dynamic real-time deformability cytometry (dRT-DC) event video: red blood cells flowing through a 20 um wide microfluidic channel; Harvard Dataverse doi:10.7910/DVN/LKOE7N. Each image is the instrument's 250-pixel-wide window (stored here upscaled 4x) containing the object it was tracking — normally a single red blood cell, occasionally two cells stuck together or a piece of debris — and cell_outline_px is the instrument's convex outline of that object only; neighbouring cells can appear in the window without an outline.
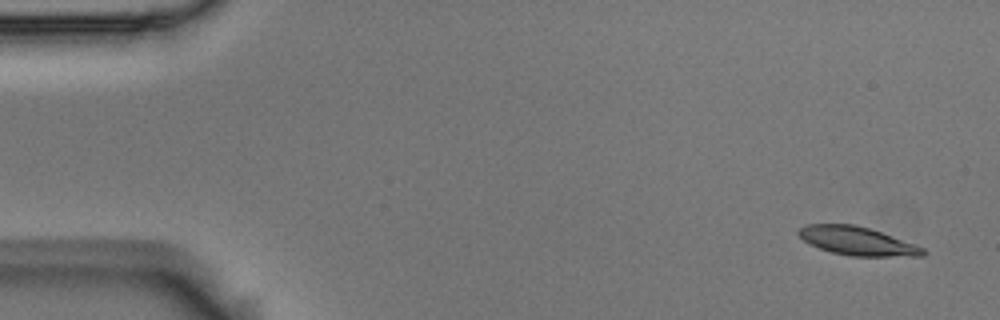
{"species": "Egyptian fruit bat (a non-hibernating species)", "species_latin": "Rousettus aegyptiacus", "temperature_condition": "room temperature", "stored_images_in_passage": 5, "camera_frame_rate_fps": 3000, "um_per_image_px": 0.085, "animal": {"sex": "male"}, "frame": {"image": 1, "passage_image": 1, "time_ms": 0.0, "image_size_px": [1000, 320], "cell_outline_px": [[928, 252], [924, 256], [848, 256], [832, 252], [808, 244], [796, 232], [804, 224], [856, 224], [880, 232], [924, 248]], "centroid_in_image_um": [72.84, 20.49], "position_along_channel_um": 12.2, "area_um2": 20.52}}
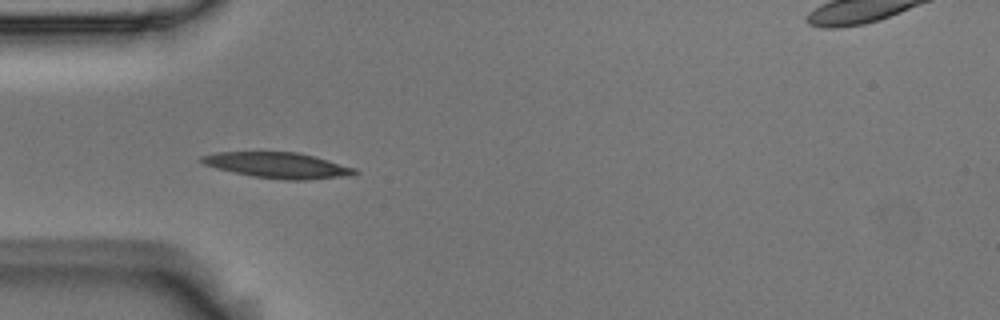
{"frame": {"image": 2, "passage_image": 5, "time_ms": 1.333, "image_size_px": [1000, 320], "cell_outline_px": [[360, 172], [352, 176], [304, 180], [284, 180], [252, 176], [216, 168], [204, 164], [200, 160], [200, 156], [216, 152], [296, 152], [316, 156], [356, 168]], "centroid_in_image_um": [23.67, 14.05], "position_along_channel_um": 61.3, "area_um2": 23.12}}